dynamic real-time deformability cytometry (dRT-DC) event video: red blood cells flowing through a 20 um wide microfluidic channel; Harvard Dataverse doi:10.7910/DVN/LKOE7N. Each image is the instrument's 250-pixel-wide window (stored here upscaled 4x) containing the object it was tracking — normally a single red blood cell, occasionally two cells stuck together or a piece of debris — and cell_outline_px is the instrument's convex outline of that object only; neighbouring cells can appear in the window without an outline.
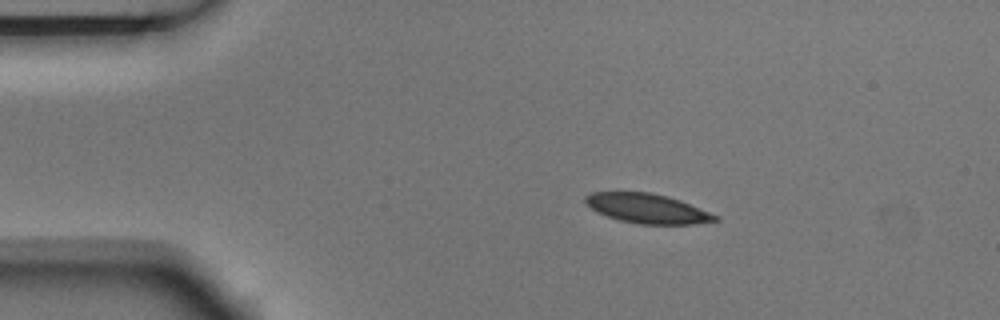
{"species": "Egyptian fruit bat (a non-hibernating species)", "species_latin": "Rousettus aegyptiacus", "temperature_condition": "room temperature", "stored_images_in_passage": 5, "camera_frame_rate_fps": 3000, "um_per_image_px": 0.085, "animal": {"sex": "male"}, "frame": {"image": 1, "passage_image": 3, "time_ms": 0.667, "image_size_px": [1000, 320], "cell_outline_px": [[720, 220], [696, 224], [640, 224], [620, 220], [596, 212], [584, 200], [584, 196], [592, 192], [648, 192], [668, 196], [680, 200], [720, 216]], "centroid_in_image_um": [55.05, 17.72], "position_along_channel_um": 29.9, "area_um2": 22.31}}
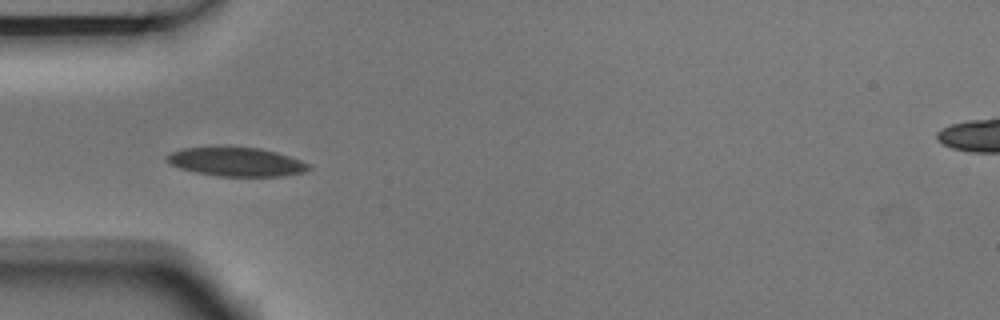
{"frame": {"image": 2, "passage_image": 5, "time_ms": 1.333, "image_size_px": [1000, 320], "cell_outline_px": [[312, 168], [304, 172], [284, 176], [216, 176], [196, 172], [180, 168], [168, 164], [164, 160], [164, 156], [172, 152], [184, 148], [220, 144], [260, 148], [276, 152], [300, 160], [308, 164]], "centroid_in_image_um": [20.01, 13.72], "position_along_channel_um": 65.0, "area_um2": 24.68}}